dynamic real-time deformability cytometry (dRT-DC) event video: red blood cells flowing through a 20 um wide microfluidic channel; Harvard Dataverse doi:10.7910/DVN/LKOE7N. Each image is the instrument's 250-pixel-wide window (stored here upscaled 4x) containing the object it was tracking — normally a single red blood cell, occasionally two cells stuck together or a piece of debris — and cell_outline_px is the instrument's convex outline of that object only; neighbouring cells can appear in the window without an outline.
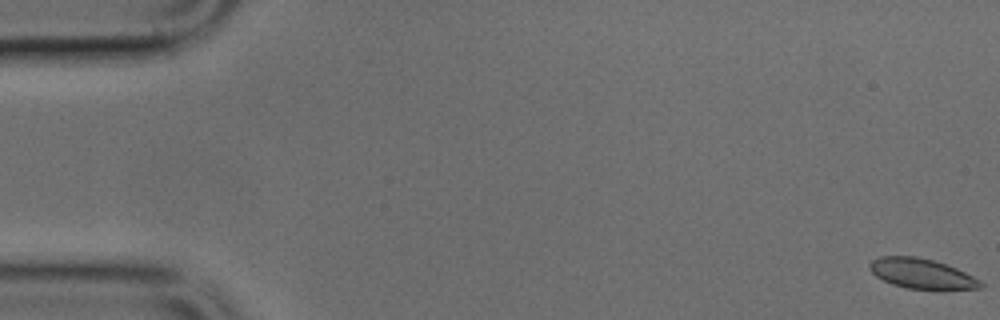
{"species": "common noctule bat (a hibernating species)", "species_latin": "Nyctalus noctula", "temperature_condition": "cold", "stored_images_in_passage": 6, "camera_frame_rate_fps": 3000, "um_per_image_px": 0.085, "animal": {"sex": "male", "body_mass_g": 17.9, "forearm_length_mm": 54.2}, "frame": {"image": 1, "passage_image": 1, "time_ms": 0.0, "image_size_px": [1000, 320], "cell_outline_px": [[984, 284], [980, 288], [940, 292], [908, 288], [892, 284], [876, 276], [868, 268], [868, 264], [872, 260], [880, 256], [916, 256], [932, 260], [956, 268], [980, 280]], "centroid_in_image_um": [78.38, 23.3], "position_along_channel_um": 6.6, "area_um2": 19.94}}
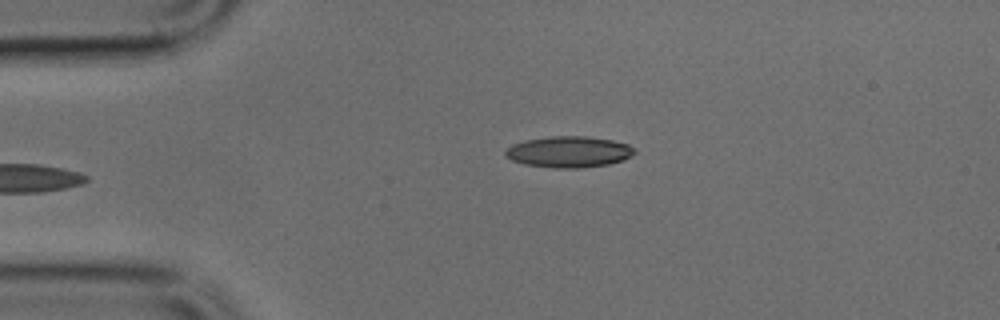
{"frame": {"image": 2, "passage_image": 5, "time_ms": 1.333, "image_size_px": [1000, 320], "cell_outline_px": [[636, 152], [632, 156], [608, 164], [580, 168], [556, 168], [524, 164], [512, 160], [504, 152], [512, 144], [524, 140], [552, 136], [584, 136], [612, 140], [628, 144], [636, 148]], "centroid_in_image_um": [48.37, 12.9], "position_along_channel_um": 36.6, "area_um2": 23.35}}